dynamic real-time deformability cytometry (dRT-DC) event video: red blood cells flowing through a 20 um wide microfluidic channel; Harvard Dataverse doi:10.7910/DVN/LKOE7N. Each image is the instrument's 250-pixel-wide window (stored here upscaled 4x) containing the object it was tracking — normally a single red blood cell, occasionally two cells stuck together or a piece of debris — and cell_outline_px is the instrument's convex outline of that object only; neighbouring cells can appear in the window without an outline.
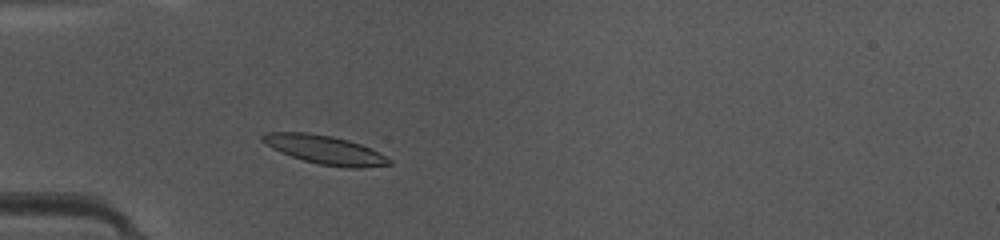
{"species": "common noctule bat (a hibernating species)", "species_latin": "Nyctalus noctula", "temperature_condition": "warm", "stored_images_in_passage": 47, "camera_frame_rate_fps": 3000, "um_per_image_px": 0.085, "animal": {"sex": "female", "body_mass_g": 10.0, "forearm_length_mm": 53.1}, "frame": {"image": 1, "passage_image": 14, "time_ms": 4.333, "image_size_px": [1000, 240], "cell_outline_px": [[392, 164], [360, 168], [348, 168], [320, 164], [304, 160], [292, 156], [272, 148], [260, 140], [260, 136], [264, 132], [308, 132], [332, 136], [348, 140], [360, 144], [392, 160]], "centroid_in_image_um": [27.57, 12.72], "position_along_channel_um": 57.4, "area_um2": 20.92}}
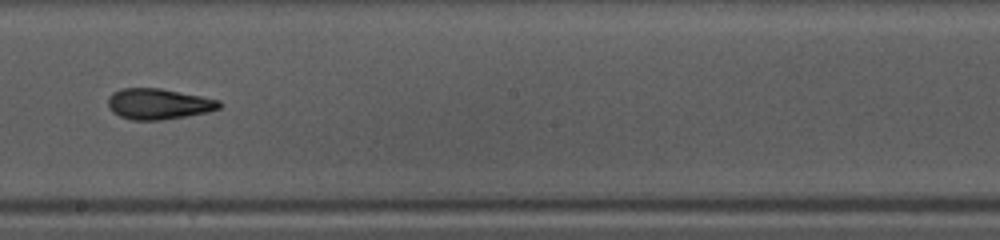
{"frame": {"image": 2, "passage_image": 27, "time_ms": 8.667, "image_size_px": [1000, 240], "cell_outline_px": [[224, 104], [220, 108], [208, 112], [188, 116], [164, 120], [132, 120], [120, 116], [112, 112], [108, 108], [108, 96], [112, 92], [120, 88], [160, 88], [220, 100]], "centroid_in_image_um": [13.47, 8.84], "position_along_channel_um": 234.7, "area_um2": 20.23}}
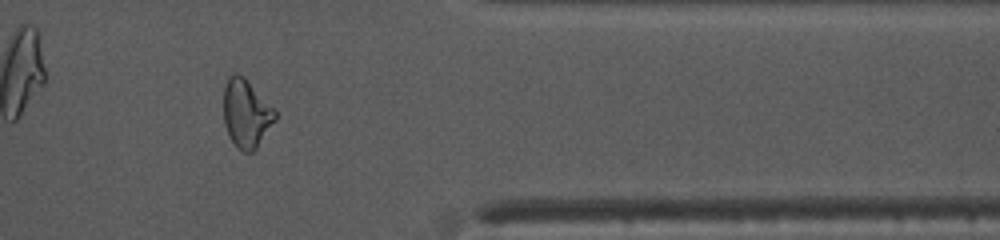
{"frame": {"image": 3, "passage_image": 39, "time_ms": 12.667, "image_size_px": [1000, 240], "cell_outline_px": [[276, 120], [256, 148], [252, 152], [244, 152], [236, 148], [224, 124], [224, 84], [228, 76], [232, 72], [236, 72], [244, 76], [276, 112]], "centroid_in_image_um": [20.91, 9.62], "position_along_channel_um": 390.5, "area_um2": 20.4}, "authors_computed_cell_mechanics": {"area_um2": 19.941, "velocity_mm_per_s": 4.2073, "shape_relaxation_time_tau1_ms": 5.6286, "shape_relaxation_time_tau2_ms": 2.2992, "deformation_change_tau1": 0.1782, "deformation_change_tau2": 0.1113}}